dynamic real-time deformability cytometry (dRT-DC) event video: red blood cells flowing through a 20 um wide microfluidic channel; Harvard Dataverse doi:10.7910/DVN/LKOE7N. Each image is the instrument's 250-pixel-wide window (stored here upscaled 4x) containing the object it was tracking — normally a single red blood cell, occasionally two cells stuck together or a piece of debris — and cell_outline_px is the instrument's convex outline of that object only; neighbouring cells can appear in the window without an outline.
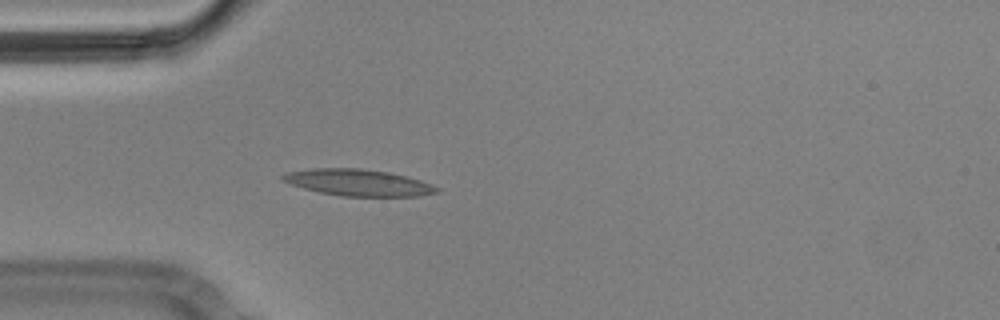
{"species": "Egyptian fruit bat (a non-hibernating species)", "species_latin": "Rousettus aegyptiacus", "temperature_condition": "cold", "stored_images_in_passage": 3, "camera_frame_rate_fps": 3000, "um_per_image_px": 0.085, "animal": {"sex": "male"}, "frame": {"image": 1, "passage_image": 3, "time_ms": 0.667, "image_size_px": [1000, 320], "cell_outline_px": [[440, 192], [420, 196], [340, 196], [320, 192], [304, 188], [280, 180], [280, 176], [288, 172], [312, 168], [360, 168], [388, 172], [420, 180], [432, 184], [440, 188]], "centroid_in_image_um": [30.46, 15.52], "position_along_channel_um": 54.5, "area_um2": 23.81}}